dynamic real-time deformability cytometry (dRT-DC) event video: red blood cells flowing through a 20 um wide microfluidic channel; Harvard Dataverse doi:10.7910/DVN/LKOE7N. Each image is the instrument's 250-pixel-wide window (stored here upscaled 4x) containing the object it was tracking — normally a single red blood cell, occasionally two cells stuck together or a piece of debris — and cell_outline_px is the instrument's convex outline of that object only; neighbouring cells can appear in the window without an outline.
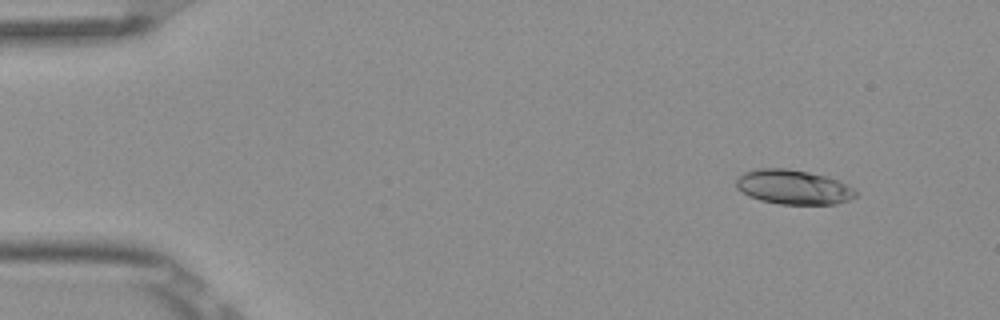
{"species": "Egyptian fruit bat (a non-hibernating species)", "species_latin": "Rousettus aegyptiacus", "temperature_condition": "room temperature", "stored_images_in_passage": 5, "camera_frame_rate_fps": 3000, "um_per_image_px": 0.085, "frame": {"image": 1, "passage_image": 2, "time_ms": 0.333, "image_size_px": [1000, 320], "cell_outline_px": [[856, 196], [848, 200], [836, 204], [780, 204], [760, 200], [748, 196], [736, 188], [736, 180], [744, 172], [760, 168], [784, 168], [808, 172], [840, 180], [852, 188], [856, 192]], "centroid_in_image_um": [67.42, 15.9], "position_along_channel_um": 17.6, "area_um2": 23.93}}
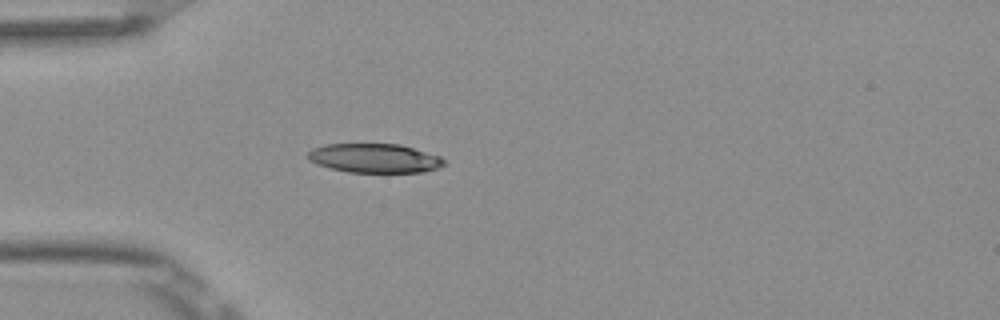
{"frame": {"image": 2, "passage_image": 5, "time_ms": 1.333, "image_size_px": [1000, 320], "cell_outline_px": [[444, 164], [440, 168], [424, 172], [348, 172], [316, 164], [308, 160], [308, 152], [312, 148], [324, 144], [400, 144], [440, 156], [444, 160]], "centroid_in_image_um": [31.83, 13.44], "position_along_channel_um": 53.2, "area_um2": 23.12}}